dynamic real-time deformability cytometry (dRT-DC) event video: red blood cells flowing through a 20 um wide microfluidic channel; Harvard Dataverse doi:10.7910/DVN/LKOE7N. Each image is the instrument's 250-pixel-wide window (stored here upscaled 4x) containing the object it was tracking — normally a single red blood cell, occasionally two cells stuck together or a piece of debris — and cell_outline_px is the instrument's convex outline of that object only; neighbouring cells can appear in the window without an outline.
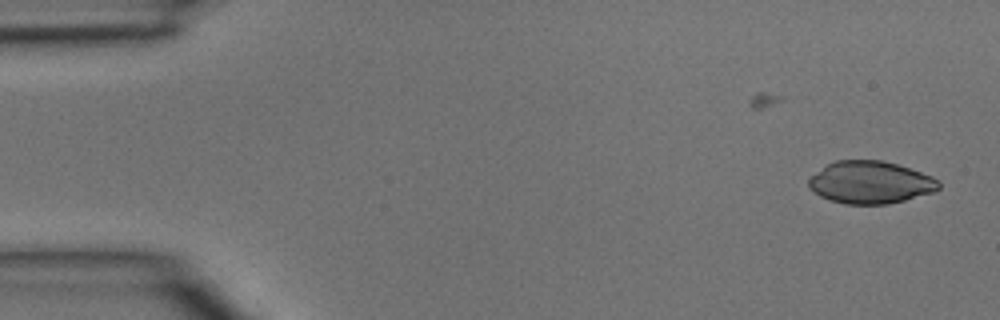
{"species": "common noctule bat (a hibernating species)", "species_latin": "Nyctalus noctula", "temperature_condition": "room temperature", "stored_images_in_passage": 4, "camera_frame_rate_fps": 3000, "um_per_image_px": 0.085, "animal": {"sex": "male", "body_mass_g": 15.6}, "frame": {"image": 1, "passage_image": 1, "time_ms": 0.0, "image_size_px": [1000, 320], "cell_outline_px": [[940, 188], [936, 192], [888, 204], [844, 204], [828, 200], [820, 196], [808, 188], [808, 180], [816, 172], [828, 164], [836, 160], [880, 160], [896, 164], [932, 176], [940, 180]], "centroid_in_image_um": [73.99, 15.52], "position_along_channel_um": 11.0, "area_um2": 32.25}}